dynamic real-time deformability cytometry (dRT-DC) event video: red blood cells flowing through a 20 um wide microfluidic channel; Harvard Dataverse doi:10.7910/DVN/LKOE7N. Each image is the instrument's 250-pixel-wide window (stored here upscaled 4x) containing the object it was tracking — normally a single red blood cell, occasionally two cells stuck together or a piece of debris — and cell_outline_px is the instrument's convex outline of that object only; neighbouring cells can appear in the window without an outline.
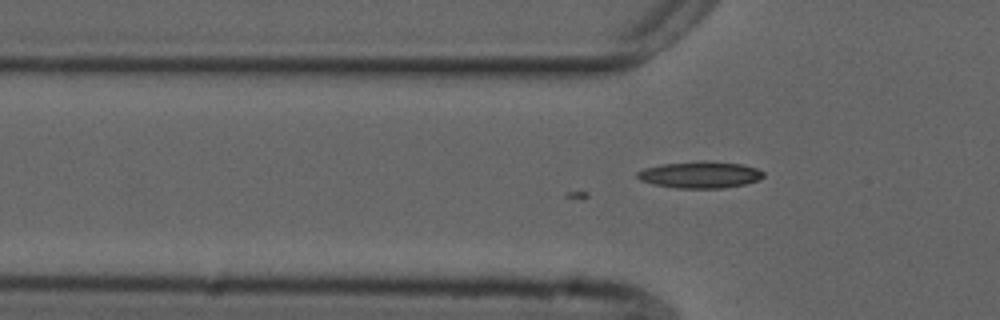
{"species": "common noctule bat (a hibernating species)", "species_latin": "Nyctalus noctula", "temperature_condition": "cold", "stored_images_in_passage": 45, "camera_frame_rate_fps": 3000, "um_per_image_px": 0.085, "animal": {"sex": "male", "forearm_length_mm": 52.5}, "frame": {"image": 1, "passage_image": 8, "time_ms": 2.333, "image_size_px": [1000, 320], "cell_outline_px": [[764, 176], [756, 180], [744, 184], [720, 188], [676, 188], [652, 184], [640, 180], [636, 176], [636, 172], [644, 168], [664, 164], [700, 160], [704, 160], [744, 164], [756, 168], [764, 172]], "centroid_in_image_um": [59.48, 14.84], "position_along_channel_um": 66.3, "area_um2": 19.65}}
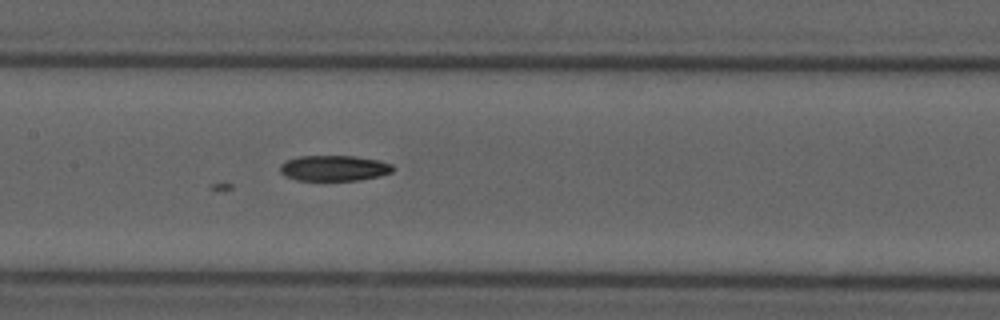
{"frame": {"image": 2, "passage_image": 17, "time_ms": 5.333, "image_size_px": [1000, 320], "cell_outline_px": [[396, 168], [392, 172], [380, 176], [360, 180], [296, 180], [284, 176], [280, 172], [280, 164], [284, 160], [300, 156], [352, 156], [376, 160], [392, 164]], "centroid_in_image_um": [28.37, 14.29], "position_along_channel_um": 179.0, "area_um2": 16.94}}